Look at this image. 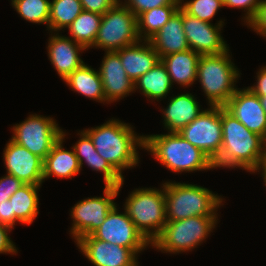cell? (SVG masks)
<instances>
[{
    "label": "cell",
    "instance_id": "obj_1",
    "mask_svg": "<svg viewBox=\"0 0 266 266\" xmlns=\"http://www.w3.org/2000/svg\"><path fill=\"white\" fill-rule=\"evenodd\" d=\"M222 149L213 160L214 168H241L255 173L266 160V140L249 131L221 107Z\"/></svg>",
    "mask_w": 266,
    "mask_h": 266
},
{
    "label": "cell",
    "instance_id": "obj_2",
    "mask_svg": "<svg viewBox=\"0 0 266 266\" xmlns=\"http://www.w3.org/2000/svg\"><path fill=\"white\" fill-rule=\"evenodd\" d=\"M90 136L98 154L103 157L112 168L124 178L125 169L136 167L139 163L137 148L143 149L144 135H137L133 126L110 119L106 123L84 129Z\"/></svg>",
    "mask_w": 266,
    "mask_h": 266
},
{
    "label": "cell",
    "instance_id": "obj_3",
    "mask_svg": "<svg viewBox=\"0 0 266 266\" xmlns=\"http://www.w3.org/2000/svg\"><path fill=\"white\" fill-rule=\"evenodd\" d=\"M143 149L173 173L214 169L209 156L179 133L144 135Z\"/></svg>",
    "mask_w": 266,
    "mask_h": 266
},
{
    "label": "cell",
    "instance_id": "obj_4",
    "mask_svg": "<svg viewBox=\"0 0 266 266\" xmlns=\"http://www.w3.org/2000/svg\"><path fill=\"white\" fill-rule=\"evenodd\" d=\"M167 222L195 216H218V208L224 198L211 190L197 185L180 182H164Z\"/></svg>",
    "mask_w": 266,
    "mask_h": 266
},
{
    "label": "cell",
    "instance_id": "obj_5",
    "mask_svg": "<svg viewBox=\"0 0 266 266\" xmlns=\"http://www.w3.org/2000/svg\"><path fill=\"white\" fill-rule=\"evenodd\" d=\"M230 50L201 55L197 64V81L207 97L208 107H224L238 89L239 69L231 61Z\"/></svg>",
    "mask_w": 266,
    "mask_h": 266
},
{
    "label": "cell",
    "instance_id": "obj_6",
    "mask_svg": "<svg viewBox=\"0 0 266 266\" xmlns=\"http://www.w3.org/2000/svg\"><path fill=\"white\" fill-rule=\"evenodd\" d=\"M124 210L136 229L152 244L167 223L164 185L160 189L136 188L127 197Z\"/></svg>",
    "mask_w": 266,
    "mask_h": 266
},
{
    "label": "cell",
    "instance_id": "obj_7",
    "mask_svg": "<svg viewBox=\"0 0 266 266\" xmlns=\"http://www.w3.org/2000/svg\"><path fill=\"white\" fill-rule=\"evenodd\" d=\"M217 222L218 216H195L167 222L150 246L170 254L192 251L206 240Z\"/></svg>",
    "mask_w": 266,
    "mask_h": 266
},
{
    "label": "cell",
    "instance_id": "obj_8",
    "mask_svg": "<svg viewBox=\"0 0 266 266\" xmlns=\"http://www.w3.org/2000/svg\"><path fill=\"white\" fill-rule=\"evenodd\" d=\"M139 41L137 17L119 1L103 14L96 40L91 49L100 48L105 52H113Z\"/></svg>",
    "mask_w": 266,
    "mask_h": 266
},
{
    "label": "cell",
    "instance_id": "obj_9",
    "mask_svg": "<svg viewBox=\"0 0 266 266\" xmlns=\"http://www.w3.org/2000/svg\"><path fill=\"white\" fill-rule=\"evenodd\" d=\"M11 129L13 131L12 141L27 148L43 160L62 137L63 131L52 117L38 114L29 115Z\"/></svg>",
    "mask_w": 266,
    "mask_h": 266
},
{
    "label": "cell",
    "instance_id": "obj_10",
    "mask_svg": "<svg viewBox=\"0 0 266 266\" xmlns=\"http://www.w3.org/2000/svg\"><path fill=\"white\" fill-rule=\"evenodd\" d=\"M119 186H104L103 197H87L77 202L70 210L73 219L70 234L76 242L79 238L91 235L104 221L108 213L116 205L114 199L121 191Z\"/></svg>",
    "mask_w": 266,
    "mask_h": 266
},
{
    "label": "cell",
    "instance_id": "obj_11",
    "mask_svg": "<svg viewBox=\"0 0 266 266\" xmlns=\"http://www.w3.org/2000/svg\"><path fill=\"white\" fill-rule=\"evenodd\" d=\"M213 161L222 149L221 107L210 106L178 132Z\"/></svg>",
    "mask_w": 266,
    "mask_h": 266
},
{
    "label": "cell",
    "instance_id": "obj_12",
    "mask_svg": "<svg viewBox=\"0 0 266 266\" xmlns=\"http://www.w3.org/2000/svg\"><path fill=\"white\" fill-rule=\"evenodd\" d=\"M118 211L115 205L92 235L101 241L130 248L138 255L151 244L136 229L126 211L124 210V213Z\"/></svg>",
    "mask_w": 266,
    "mask_h": 266
},
{
    "label": "cell",
    "instance_id": "obj_13",
    "mask_svg": "<svg viewBox=\"0 0 266 266\" xmlns=\"http://www.w3.org/2000/svg\"><path fill=\"white\" fill-rule=\"evenodd\" d=\"M224 21L216 24L201 21L183 10V30L191 50L200 55L220 54L229 46L221 36Z\"/></svg>",
    "mask_w": 266,
    "mask_h": 266
},
{
    "label": "cell",
    "instance_id": "obj_14",
    "mask_svg": "<svg viewBox=\"0 0 266 266\" xmlns=\"http://www.w3.org/2000/svg\"><path fill=\"white\" fill-rule=\"evenodd\" d=\"M75 243L94 266H139L138 256L130 248L101 241L92 234Z\"/></svg>",
    "mask_w": 266,
    "mask_h": 266
},
{
    "label": "cell",
    "instance_id": "obj_15",
    "mask_svg": "<svg viewBox=\"0 0 266 266\" xmlns=\"http://www.w3.org/2000/svg\"><path fill=\"white\" fill-rule=\"evenodd\" d=\"M3 161L7 174L15 176L24 184L42 185L44 182V160L11 139L3 150Z\"/></svg>",
    "mask_w": 266,
    "mask_h": 266
},
{
    "label": "cell",
    "instance_id": "obj_16",
    "mask_svg": "<svg viewBox=\"0 0 266 266\" xmlns=\"http://www.w3.org/2000/svg\"><path fill=\"white\" fill-rule=\"evenodd\" d=\"M224 108L252 131L266 140V112L260 99L248 87L238 88Z\"/></svg>",
    "mask_w": 266,
    "mask_h": 266
},
{
    "label": "cell",
    "instance_id": "obj_17",
    "mask_svg": "<svg viewBox=\"0 0 266 266\" xmlns=\"http://www.w3.org/2000/svg\"><path fill=\"white\" fill-rule=\"evenodd\" d=\"M98 71L108 103L119 101L134 93V81L127 76L116 51L105 53Z\"/></svg>",
    "mask_w": 266,
    "mask_h": 266
},
{
    "label": "cell",
    "instance_id": "obj_18",
    "mask_svg": "<svg viewBox=\"0 0 266 266\" xmlns=\"http://www.w3.org/2000/svg\"><path fill=\"white\" fill-rule=\"evenodd\" d=\"M48 40V58L62 80L66 79L77 68L84 64L80 53L87 49L76 43L69 36H63L59 32H50Z\"/></svg>",
    "mask_w": 266,
    "mask_h": 266
},
{
    "label": "cell",
    "instance_id": "obj_19",
    "mask_svg": "<svg viewBox=\"0 0 266 266\" xmlns=\"http://www.w3.org/2000/svg\"><path fill=\"white\" fill-rule=\"evenodd\" d=\"M167 107L161 112L168 133H178L196 119L203 111L192 93H181L168 99Z\"/></svg>",
    "mask_w": 266,
    "mask_h": 266
},
{
    "label": "cell",
    "instance_id": "obj_20",
    "mask_svg": "<svg viewBox=\"0 0 266 266\" xmlns=\"http://www.w3.org/2000/svg\"><path fill=\"white\" fill-rule=\"evenodd\" d=\"M116 52L119 54L127 76L134 82L161 60L151 43L145 40L123 47Z\"/></svg>",
    "mask_w": 266,
    "mask_h": 266
},
{
    "label": "cell",
    "instance_id": "obj_21",
    "mask_svg": "<svg viewBox=\"0 0 266 266\" xmlns=\"http://www.w3.org/2000/svg\"><path fill=\"white\" fill-rule=\"evenodd\" d=\"M149 42L159 54L160 59L166 55L190 49L183 30V9L181 7Z\"/></svg>",
    "mask_w": 266,
    "mask_h": 266
},
{
    "label": "cell",
    "instance_id": "obj_22",
    "mask_svg": "<svg viewBox=\"0 0 266 266\" xmlns=\"http://www.w3.org/2000/svg\"><path fill=\"white\" fill-rule=\"evenodd\" d=\"M79 140L72 146L80 167L83 161L94 171L102 172L105 186H119L125 178L121 177L112 166L96 151L90 136L84 131H79Z\"/></svg>",
    "mask_w": 266,
    "mask_h": 266
},
{
    "label": "cell",
    "instance_id": "obj_23",
    "mask_svg": "<svg viewBox=\"0 0 266 266\" xmlns=\"http://www.w3.org/2000/svg\"><path fill=\"white\" fill-rule=\"evenodd\" d=\"M66 132L62 131V137L53 146L51 152L46 156L43 162V180L52 176L61 179H72L73 176L78 175L81 167L78 158L75 155L73 148L65 150L63 142L65 140Z\"/></svg>",
    "mask_w": 266,
    "mask_h": 266
},
{
    "label": "cell",
    "instance_id": "obj_24",
    "mask_svg": "<svg viewBox=\"0 0 266 266\" xmlns=\"http://www.w3.org/2000/svg\"><path fill=\"white\" fill-rule=\"evenodd\" d=\"M200 54L189 49L184 52H177L161 58L170 76V81L177 83L181 87L188 88L197 81V64Z\"/></svg>",
    "mask_w": 266,
    "mask_h": 266
},
{
    "label": "cell",
    "instance_id": "obj_25",
    "mask_svg": "<svg viewBox=\"0 0 266 266\" xmlns=\"http://www.w3.org/2000/svg\"><path fill=\"white\" fill-rule=\"evenodd\" d=\"M74 92H78L96 102L107 103L99 71L83 64L63 80Z\"/></svg>",
    "mask_w": 266,
    "mask_h": 266
},
{
    "label": "cell",
    "instance_id": "obj_26",
    "mask_svg": "<svg viewBox=\"0 0 266 266\" xmlns=\"http://www.w3.org/2000/svg\"><path fill=\"white\" fill-rule=\"evenodd\" d=\"M134 89V92L139 89V92L144 97H147L149 100L151 99L154 103L168 96L172 89V83L167 69L161 60L134 82Z\"/></svg>",
    "mask_w": 266,
    "mask_h": 266
},
{
    "label": "cell",
    "instance_id": "obj_27",
    "mask_svg": "<svg viewBox=\"0 0 266 266\" xmlns=\"http://www.w3.org/2000/svg\"><path fill=\"white\" fill-rule=\"evenodd\" d=\"M40 187L41 185L24 184L10 197L12 213H15V225L17 222L30 225L39 214Z\"/></svg>",
    "mask_w": 266,
    "mask_h": 266
},
{
    "label": "cell",
    "instance_id": "obj_28",
    "mask_svg": "<svg viewBox=\"0 0 266 266\" xmlns=\"http://www.w3.org/2000/svg\"><path fill=\"white\" fill-rule=\"evenodd\" d=\"M101 14L83 10L67 28L71 39L87 50L94 45L100 27Z\"/></svg>",
    "mask_w": 266,
    "mask_h": 266
},
{
    "label": "cell",
    "instance_id": "obj_29",
    "mask_svg": "<svg viewBox=\"0 0 266 266\" xmlns=\"http://www.w3.org/2000/svg\"><path fill=\"white\" fill-rule=\"evenodd\" d=\"M180 5L156 7L137 16V30L140 40L149 41L173 16Z\"/></svg>",
    "mask_w": 266,
    "mask_h": 266
},
{
    "label": "cell",
    "instance_id": "obj_30",
    "mask_svg": "<svg viewBox=\"0 0 266 266\" xmlns=\"http://www.w3.org/2000/svg\"><path fill=\"white\" fill-rule=\"evenodd\" d=\"M83 11L80 0L50 1V15L47 30L60 32L68 28L75 18Z\"/></svg>",
    "mask_w": 266,
    "mask_h": 266
},
{
    "label": "cell",
    "instance_id": "obj_31",
    "mask_svg": "<svg viewBox=\"0 0 266 266\" xmlns=\"http://www.w3.org/2000/svg\"><path fill=\"white\" fill-rule=\"evenodd\" d=\"M11 5L26 21L48 26L50 0H11Z\"/></svg>",
    "mask_w": 266,
    "mask_h": 266
},
{
    "label": "cell",
    "instance_id": "obj_32",
    "mask_svg": "<svg viewBox=\"0 0 266 266\" xmlns=\"http://www.w3.org/2000/svg\"><path fill=\"white\" fill-rule=\"evenodd\" d=\"M180 7L201 21L211 23L220 8L224 7L223 0H180Z\"/></svg>",
    "mask_w": 266,
    "mask_h": 266
},
{
    "label": "cell",
    "instance_id": "obj_33",
    "mask_svg": "<svg viewBox=\"0 0 266 266\" xmlns=\"http://www.w3.org/2000/svg\"><path fill=\"white\" fill-rule=\"evenodd\" d=\"M125 6L132 11L136 17L156 7H162L165 5H180V0H120Z\"/></svg>",
    "mask_w": 266,
    "mask_h": 266
},
{
    "label": "cell",
    "instance_id": "obj_34",
    "mask_svg": "<svg viewBox=\"0 0 266 266\" xmlns=\"http://www.w3.org/2000/svg\"><path fill=\"white\" fill-rule=\"evenodd\" d=\"M261 0H223V5L230 8L244 10V24L248 23L255 17Z\"/></svg>",
    "mask_w": 266,
    "mask_h": 266
},
{
    "label": "cell",
    "instance_id": "obj_35",
    "mask_svg": "<svg viewBox=\"0 0 266 266\" xmlns=\"http://www.w3.org/2000/svg\"><path fill=\"white\" fill-rule=\"evenodd\" d=\"M24 183L13 175L6 174L0 178V202L9 200L10 197L21 187Z\"/></svg>",
    "mask_w": 266,
    "mask_h": 266
},
{
    "label": "cell",
    "instance_id": "obj_36",
    "mask_svg": "<svg viewBox=\"0 0 266 266\" xmlns=\"http://www.w3.org/2000/svg\"><path fill=\"white\" fill-rule=\"evenodd\" d=\"M266 38V0H261L255 17L248 23L247 27Z\"/></svg>",
    "mask_w": 266,
    "mask_h": 266
},
{
    "label": "cell",
    "instance_id": "obj_37",
    "mask_svg": "<svg viewBox=\"0 0 266 266\" xmlns=\"http://www.w3.org/2000/svg\"><path fill=\"white\" fill-rule=\"evenodd\" d=\"M120 0H80L83 10L103 15L107 10L114 7Z\"/></svg>",
    "mask_w": 266,
    "mask_h": 266
},
{
    "label": "cell",
    "instance_id": "obj_38",
    "mask_svg": "<svg viewBox=\"0 0 266 266\" xmlns=\"http://www.w3.org/2000/svg\"><path fill=\"white\" fill-rule=\"evenodd\" d=\"M12 228L3 224H0V254H17V248L12 239L9 236V231Z\"/></svg>",
    "mask_w": 266,
    "mask_h": 266
},
{
    "label": "cell",
    "instance_id": "obj_39",
    "mask_svg": "<svg viewBox=\"0 0 266 266\" xmlns=\"http://www.w3.org/2000/svg\"><path fill=\"white\" fill-rule=\"evenodd\" d=\"M0 224L11 227L15 226V213H12L10 200L0 202Z\"/></svg>",
    "mask_w": 266,
    "mask_h": 266
},
{
    "label": "cell",
    "instance_id": "obj_40",
    "mask_svg": "<svg viewBox=\"0 0 266 266\" xmlns=\"http://www.w3.org/2000/svg\"><path fill=\"white\" fill-rule=\"evenodd\" d=\"M256 74L257 83L248 88L258 97L266 96V66L259 69Z\"/></svg>",
    "mask_w": 266,
    "mask_h": 266
},
{
    "label": "cell",
    "instance_id": "obj_41",
    "mask_svg": "<svg viewBox=\"0 0 266 266\" xmlns=\"http://www.w3.org/2000/svg\"><path fill=\"white\" fill-rule=\"evenodd\" d=\"M256 172H262L261 176H262V178L264 180V183H265V186H266V160L261 164V166L259 167L258 171H256Z\"/></svg>",
    "mask_w": 266,
    "mask_h": 266
},
{
    "label": "cell",
    "instance_id": "obj_42",
    "mask_svg": "<svg viewBox=\"0 0 266 266\" xmlns=\"http://www.w3.org/2000/svg\"><path fill=\"white\" fill-rule=\"evenodd\" d=\"M259 99H260V102H261V105H262L264 111L266 112V96L259 97Z\"/></svg>",
    "mask_w": 266,
    "mask_h": 266
}]
</instances>
